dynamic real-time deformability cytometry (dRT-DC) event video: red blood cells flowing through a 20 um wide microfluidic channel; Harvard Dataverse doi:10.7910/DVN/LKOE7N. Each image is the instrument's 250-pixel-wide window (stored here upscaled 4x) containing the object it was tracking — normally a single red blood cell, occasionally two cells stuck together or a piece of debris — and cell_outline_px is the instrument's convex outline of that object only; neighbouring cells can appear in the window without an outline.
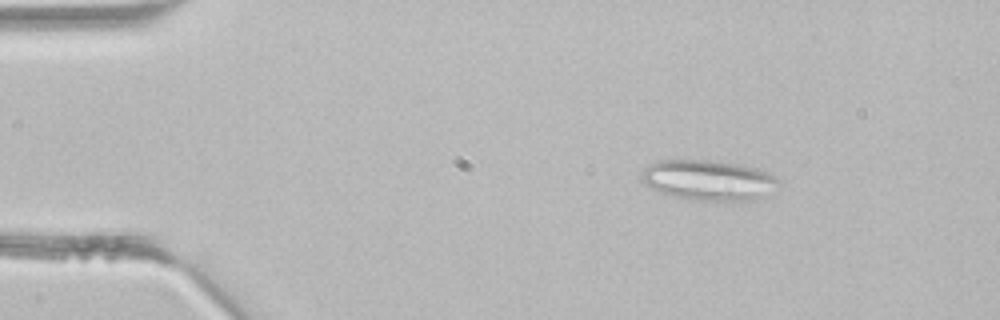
{"species": "common noctule bat (a hibernating species)", "species_latin": "Nyctalus noctula", "temperature_condition": "room temperature", "stored_images_in_passage": 3, "camera_frame_rate_fps": 3000, "um_per_image_px": 0.085, "animal": {"sex": "male", "body_mass_g": 21.5, "forearm_length_mm": 52.0}, "frame": {"image": 1, "passage_image": 2, "time_ms": 0.333, "image_size_px": [1000, 320], "cell_outline_px": [[780, 184], [764, 196], [756, 200], [700, 200], [672, 196], [660, 192], [644, 184], [640, 176], [644, 168], [648, 164], [660, 160], [712, 160], [744, 164], [764, 168], [776, 176], [780, 180]], "centroid_in_image_um": [60.28, 15.29], "position_along_channel_um": 24.7, "area_um2": 32.71}}